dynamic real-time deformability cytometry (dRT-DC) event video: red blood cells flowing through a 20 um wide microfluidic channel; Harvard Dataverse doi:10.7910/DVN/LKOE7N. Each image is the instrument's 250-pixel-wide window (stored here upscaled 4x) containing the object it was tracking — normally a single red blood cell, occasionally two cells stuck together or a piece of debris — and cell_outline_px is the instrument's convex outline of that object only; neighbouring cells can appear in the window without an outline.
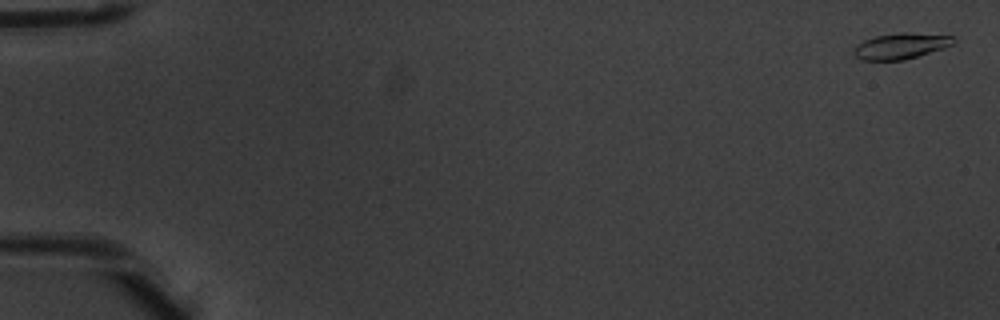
{"species": "common noctule bat (a hibernating species)", "species_latin": "Nyctalus noctula", "temperature_condition": "warm", "stored_images_in_passage": 8, "camera_frame_rate_fps": 3000, "um_per_image_px": 0.085, "animal": {"sex": "male", "body_mass_g": 20.1, "forearm_length_mm": 53.5}, "frame": {"image": 1, "passage_image": 1, "time_ms": 0.0, "image_size_px": [1000, 320], "cell_outline_px": [[956, 40], [952, 44], [944, 48], [904, 60], [864, 60], [856, 56], [852, 52], [856, 44], [864, 40], [876, 36], [900, 32], [904, 32], [952, 36]], "centroid_in_image_um": [76.55, 3.91], "position_along_channel_um": 8.5, "area_um2": 14.91}}
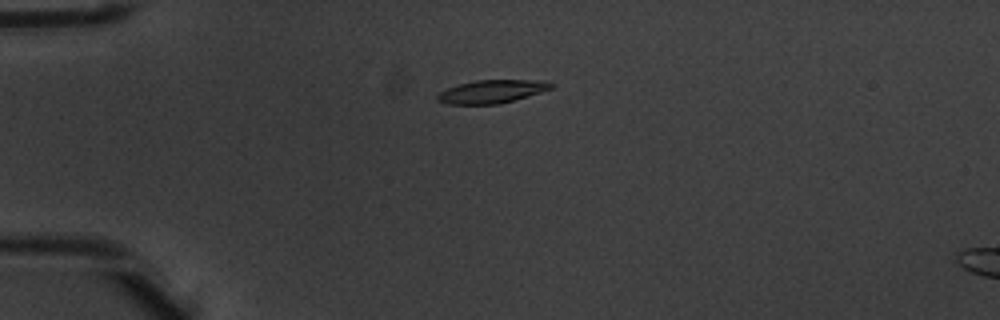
{"frame": {"image": 2, "passage_image": 4, "time_ms": 1.0, "image_size_px": [1000, 320], "cell_outline_px": [[552, 88], [540, 92], [512, 100], [496, 104], [448, 104], [436, 100], [436, 96], [440, 92], [448, 88], [460, 84], [476, 80], [544, 80], [552, 84]], "centroid_in_image_um": [41.77, 7.77], "position_along_channel_um": 43.2, "area_um2": 15.03}}
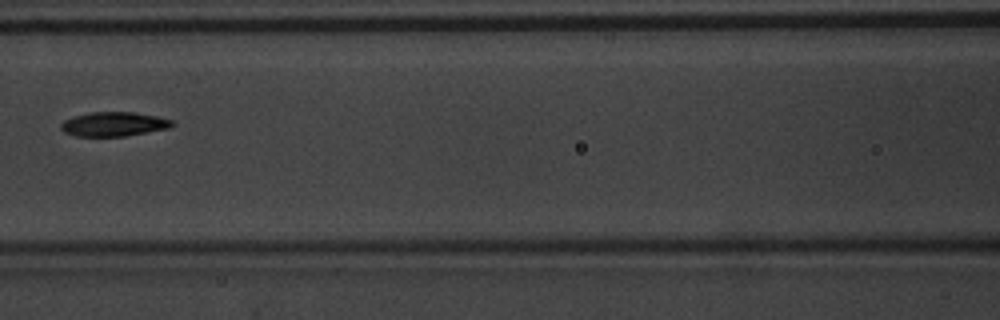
{"frame": {"image": 3, "passage_image": 7, "time_ms": 2.0, "image_size_px": [1000, 320], "cell_outline_px": [[176, 124], [168, 128], [124, 136], [76, 136], [64, 132], [60, 128], [60, 124], [64, 120], [88, 112], [132, 112], [156, 116], [172, 120]], "centroid_in_image_um": [9.65, 10.55], "position_along_channel_um": 156.9, "area_um2": 15.61}}